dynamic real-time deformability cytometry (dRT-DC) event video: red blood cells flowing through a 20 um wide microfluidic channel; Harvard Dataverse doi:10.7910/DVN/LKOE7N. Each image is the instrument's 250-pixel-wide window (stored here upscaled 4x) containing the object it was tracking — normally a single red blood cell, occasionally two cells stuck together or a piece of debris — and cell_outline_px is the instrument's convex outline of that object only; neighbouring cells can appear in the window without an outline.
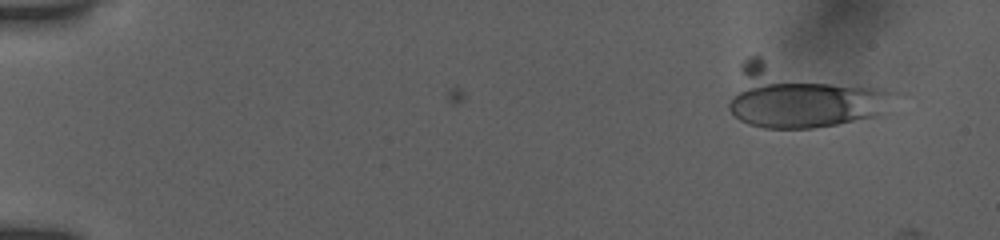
{"species": "human", "species_latin": "Homo sapiens", "temperature_condition": "room temperature", "stored_images_in_passage": 28, "camera_frame_rate_fps": 3000, "um_per_image_px": 0.085, "donor": {"sex": "female"}, "frame": {"image": 1, "passage_image": 3, "time_ms": 1.333, "image_size_px": [1000, 240], "cell_outline_px": [[896, 92], [876, 116], [836, 124], [812, 128], [764, 128], [748, 124], [740, 120], [728, 108], [728, 104], [740, 64], [748, 56], [760, 56], [884, 88]], "centroid_in_image_um": [68.01, 8.18], "position_along_channel_um": 17.0, "area_um2": 59.53}}